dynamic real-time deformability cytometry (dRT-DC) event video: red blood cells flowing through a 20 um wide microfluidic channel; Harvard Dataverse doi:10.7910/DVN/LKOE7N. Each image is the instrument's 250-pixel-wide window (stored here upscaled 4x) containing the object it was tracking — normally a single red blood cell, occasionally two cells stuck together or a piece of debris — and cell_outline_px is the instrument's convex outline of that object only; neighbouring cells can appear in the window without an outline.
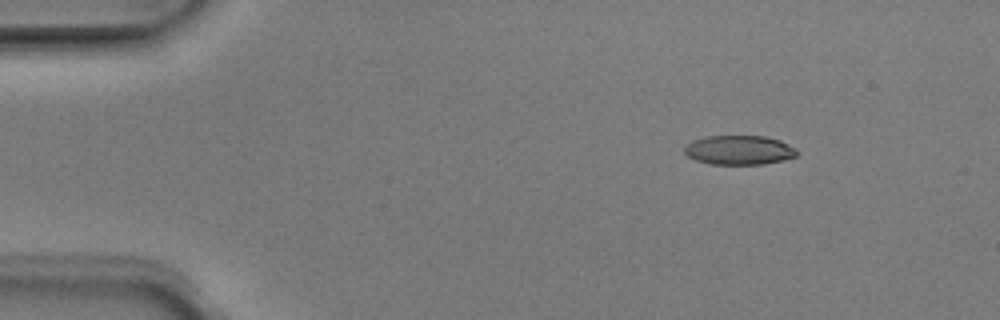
{"species": "Egyptian fruit bat (a non-hibernating species)", "species_latin": "Rousettus aegyptiacus", "temperature_condition": "room temperature", "stored_images_in_passage": 5, "camera_frame_rate_fps": 3000, "um_per_image_px": 0.085, "animal": {"sex": "male"}, "frame": {"image": 1, "passage_image": 2, "time_ms": 0.333, "image_size_px": [1000, 320], "cell_outline_px": [[796, 156], [784, 160], [764, 164], [708, 164], [696, 160], [688, 156], [684, 152], [684, 148], [692, 140], [704, 136], [764, 136], [780, 140], [796, 148]], "centroid_in_image_um": [62.81, 12.75], "position_along_channel_um": 22.2, "area_um2": 19.25}}
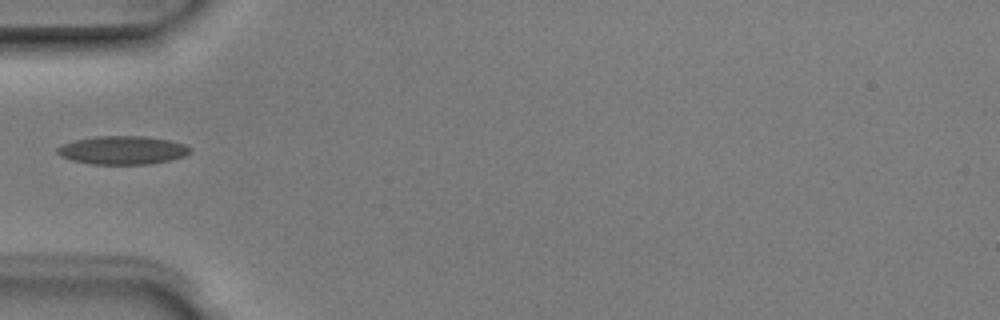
{"frame": {"image": 2, "passage_image": 5, "time_ms": 1.333, "image_size_px": [1000, 320], "cell_outline_px": [[192, 152], [184, 156], [168, 160], [148, 164], [92, 164], [72, 160], [60, 156], [56, 152], [56, 148], [64, 144], [76, 140], [96, 136], [144, 136], [168, 140], [184, 144], [192, 148]], "centroid_in_image_um": [10.42, 12.76], "position_along_channel_um": 74.6, "area_um2": 21.85}}